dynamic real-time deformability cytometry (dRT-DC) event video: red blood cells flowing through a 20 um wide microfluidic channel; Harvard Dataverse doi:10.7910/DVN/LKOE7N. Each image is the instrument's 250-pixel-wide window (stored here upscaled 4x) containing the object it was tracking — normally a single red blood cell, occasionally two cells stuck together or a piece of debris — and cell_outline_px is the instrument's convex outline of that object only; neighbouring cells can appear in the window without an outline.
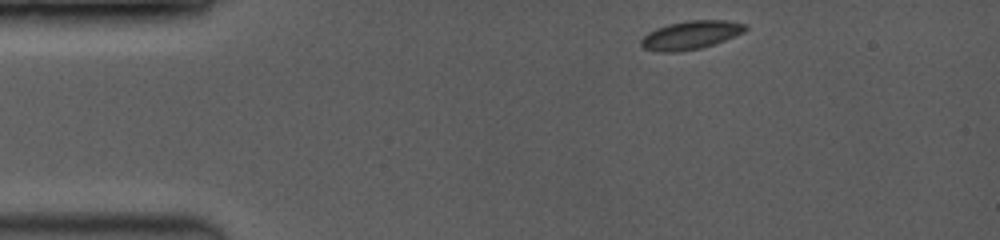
{"species": "common noctule bat (a hibernating species)", "species_latin": "Nyctalus noctula", "temperature_condition": "room temperature", "stored_images_in_passage": 27, "camera_frame_rate_fps": 3500, "um_per_image_px": 0.085, "animal": {"sex": "female", "body_mass_g": 19.0, "forearm_length_mm": 53.3}, "frame": {"image": 1, "passage_image": 1, "time_ms": 0.0, "image_size_px": [1000, 240], "cell_outline_px": [[748, 28], [744, 32], [724, 40], [700, 48], [676, 52], [660, 52], [644, 48], [640, 44], [640, 40], [648, 32], [656, 28], [668, 24], [688, 20], [724, 20], [744, 24]], "centroid_in_image_um": [58.68, 2.97], "position_along_channel_um": 26.3, "area_um2": 17.11}}
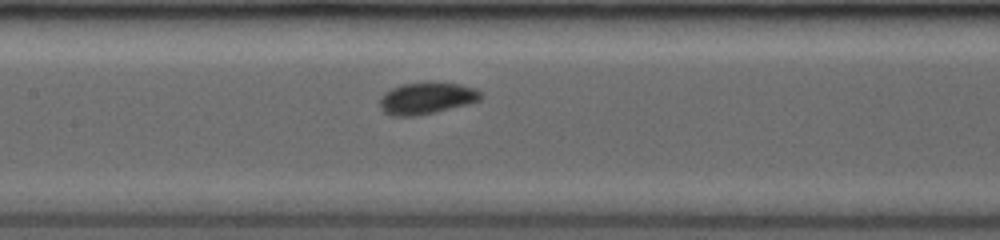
{"frame": {"image": 2, "passage_image": 15, "time_ms": 5.143, "image_size_px": [1000, 240], "cell_outline_px": [[484, 96], [480, 100], [468, 104], [416, 116], [392, 116], [384, 112], [380, 108], [380, 96], [384, 92], [400, 84], [424, 80], [432, 80], [460, 84], [476, 88]], "centroid_in_image_um": [36.26, 8.3], "position_along_channel_um": 171.1, "area_um2": 19.31}}
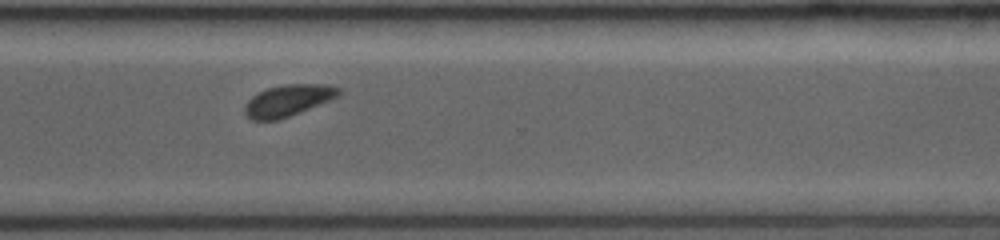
{"frame": {"image": 3, "passage_image": 26, "time_ms": 9.429, "image_size_px": [1000, 240], "cell_outline_px": [[344, 92], [340, 96], [332, 100], [300, 112], [276, 120], [252, 120], [244, 112], [244, 108], [248, 100], [252, 96], [268, 88], [288, 84], [328, 84], [340, 88]], "centroid_in_image_um": [24.56, 8.53], "position_along_channel_um": 346.0, "area_um2": 17.28}}